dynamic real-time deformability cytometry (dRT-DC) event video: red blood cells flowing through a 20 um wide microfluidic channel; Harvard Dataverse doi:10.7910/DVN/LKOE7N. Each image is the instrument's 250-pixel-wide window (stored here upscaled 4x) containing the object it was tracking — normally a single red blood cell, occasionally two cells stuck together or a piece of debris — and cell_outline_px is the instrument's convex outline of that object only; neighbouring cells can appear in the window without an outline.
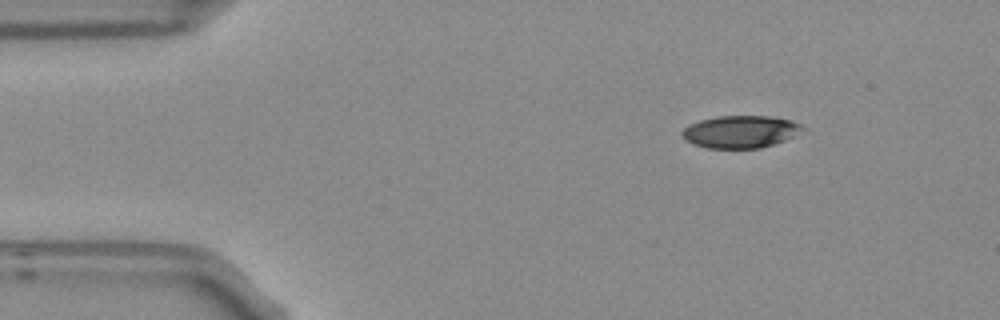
{"species": "Egyptian fruit bat (a non-hibernating species)", "species_latin": "Rousettus aegyptiacus", "temperature_condition": "room temperature", "stored_images_in_passage": 4, "camera_frame_rate_fps": 3000, "um_per_image_px": 0.085, "frame": {"image": 1, "passage_image": 1, "time_ms": 0.0, "image_size_px": [1000, 320], "cell_outline_px": [[808, 132], [760, 148], [708, 148], [692, 144], [684, 140], [680, 136], [680, 132], [684, 128], [700, 120], [716, 116], [772, 116], [792, 120], [808, 128]], "centroid_in_image_um": [63.0, 11.19], "position_along_channel_um": 22.0, "area_um2": 23.18}}
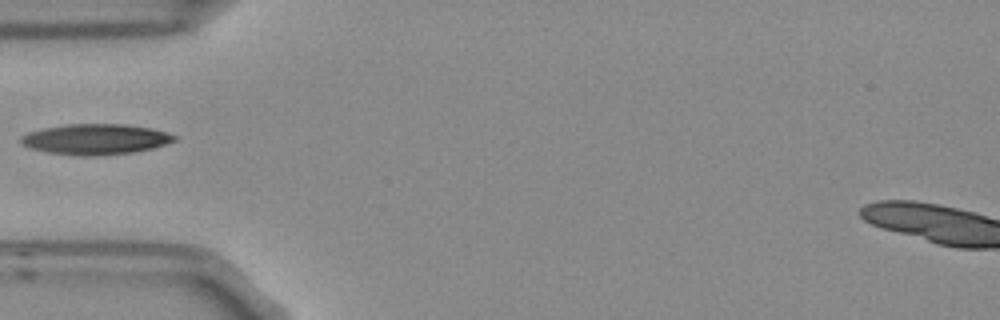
{"frame": {"image": 2, "passage_image": 4, "time_ms": 1.0, "image_size_px": [1000, 320], "cell_outline_px": [[176, 140], [152, 148], [132, 152], [92, 156], [80, 156], [48, 152], [32, 148], [20, 144], [20, 136], [28, 132], [44, 128], [64, 124], [124, 124], [152, 128], [168, 132], [176, 136]], "centroid_in_image_um": [8.1, 11.82], "position_along_channel_um": 76.9, "area_um2": 27.28}}